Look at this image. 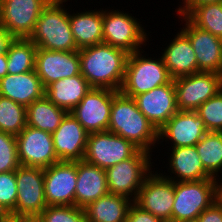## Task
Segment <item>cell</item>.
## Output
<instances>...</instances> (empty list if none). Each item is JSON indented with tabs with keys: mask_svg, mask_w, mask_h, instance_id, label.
<instances>
[{
	"mask_svg": "<svg viewBox=\"0 0 222 222\" xmlns=\"http://www.w3.org/2000/svg\"><path fill=\"white\" fill-rule=\"evenodd\" d=\"M80 72L94 88L120 91L129 53L121 48L100 43L79 49Z\"/></svg>",
	"mask_w": 222,
	"mask_h": 222,
	"instance_id": "1",
	"label": "cell"
},
{
	"mask_svg": "<svg viewBox=\"0 0 222 222\" xmlns=\"http://www.w3.org/2000/svg\"><path fill=\"white\" fill-rule=\"evenodd\" d=\"M108 131L132 142L140 150L150 152L158 144V130L138 109L133 97L115 91Z\"/></svg>",
	"mask_w": 222,
	"mask_h": 222,
	"instance_id": "2",
	"label": "cell"
},
{
	"mask_svg": "<svg viewBox=\"0 0 222 222\" xmlns=\"http://www.w3.org/2000/svg\"><path fill=\"white\" fill-rule=\"evenodd\" d=\"M68 0H50L36 21L30 39L37 48L52 51L79 50L74 42L69 23ZM68 10V11H67Z\"/></svg>",
	"mask_w": 222,
	"mask_h": 222,
	"instance_id": "3",
	"label": "cell"
},
{
	"mask_svg": "<svg viewBox=\"0 0 222 222\" xmlns=\"http://www.w3.org/2000/svg\"><path fill=\"white\" fill-rule=\"evenodd\" d=\"M143 49L129 53L121 92L129 97L169 84L171 78L162 57L143 55ZM155 59V60H154Z\"/></svg>",
	"mask_w": 222,
	"mask_h": 222,
	"instance_id": "4",
	"label": "cell"
},
{
	"mask_svg": "<svg viewBox=\"0 0 222 222\" xmlns=\"http://www.w3.org/2000/svg\"><path fill=\"white\" fill-rule=\"evenodd\" d=\"M151 156L150 152L139 149L131 158L107 168L108 192L134 202L145 178L155 167Z\"/></svg>",
	"mask_w": 222,
	"mask_h": 222,
	"instance_id": "5",
	"label": "cell"
},
{
	"mask_svg": "<svg viewBox=\"0 0 222 222\" xmlns=\"http://www.w3.org/2000/svg\"><path fill=\"white\" fill-rule=\"evenodd\" d=\"M172 222L196 219L217 200L216 179L174 182Z\"/></svg>",
	"mask_w": 222,
	"mask_h": 222,
	"instance_id": "6",
	"label": "cell"
},
{
	"mask_svg": "<svg viewBox=\"0 0 222 222\" xmlns=\"http://www.w3.org/2000/svg\"><path fill=\"white\" fill-rule=\"evenodd\" d=\"M138 18L123 10H103V43L134 53L149 43V37Z\"/></svg>",
	"mask_w": 222,
	"mask_h": 222,
	"instance_id": "7",
	"label": "cell"
},
{
	"mask_svg": "<svg viewBox=\"0 0 222 222\" xmlns=\"http://www.w3.org/2000/svg\"><path fill=\"white\" fill-rule=\"evenodd\" d=\"M17 200L10 218L35 219L47 207L44 191V169L20 166L15 171Z\"/></svg>",
	"mask_w": 222,
	"mask_h": 222,
	"instance_id": "8",
	"label": "cell"
},
{
	"mask_svg": "<svg viewBox=\"0 0 222 222\" xmlns=\"http://www.w3.org/2000/svg\"><path fill=\"white\" fill-rule=\"evenodd\" d=\"M138 150L132 142L108 130L95 132L88 135L83 160L106 170L131 158Z\"/></svg>",
	"mask_w": 222,
	"mask_h": 222,
	"instance_id": "9",
	"label": "cell"
},
{
	"mask_svg": "<svg viewBox=\"0 0 222 222\" xmlns=\"http://www.w3.org/2000/svg\"><path fill=\"white\" fill-rule=\"evenodd\" d=\"M178 110L195 111L222 90V74L197 72L173 80Z\"/></svg>",
	"mask_w": 222,
	"mask_h": 222,
	"instance_id": "10",
	"label": "cell"
},
{
	"mask_svg": "<svg viewBox=\"0 0 222 222\" xmlns=\"http://www.w3.org/2000/svg\"><path fill=\"white\" fill-rule=\"evenodd\" d=\"M160 173L153 170L145 178L134 203L163 222H172L174 181Z\"/></svg>",
	"mask_w": 222,
	"mask_h": 222,
	"instance_id": "11",
	"label": "cell"
},
{
	"mask_svg": "<svg viewBox=\"0 0 222 222\" xmlns=\"http://www.w3.org/2000/svg\"><path fill=\"white\" fill-rule=\"evenodd\" d=\"M115 90L92 87L70 113L90 134L107 131Z\"/></svg>",
	"mask_w": 222,
	"mask_h": 222,
	"instance_id": "12",
	"label": "cell"
},
{
	"mask_svg": "<svg viewBox=\"0 0 222 222\" xmlns=\"http://www.w3.org/2000/svg\"><path fill=\"white\" fill-rule=\"evenodd\" d=\"M20 165L48 168L59 162L55 153L52 133L25 126L16 136Z\"/></svg>",
	"mask_w": 222,
	"mask_h": 222,
	"instance_id": "13",
	"label": "cell"
},
{
	"mask_svg": "<svg viewBox=\"0 0 222 222\" xmlns=\"http://www.w3.org/2000/svg\"><path fill=\"white\" fill-rule=\"evenodd\" d=\"M50 0H3L0 25L14 38H29L43 8Z\"/></svg>",
	"mask_w": 222,
	"mask_h": 222,
	"instance_id": "14",
	"label": "cell"
},
{
	"mask_svg": "<svg viewBox=\"0 0 222 222\" xmlns=\"http://www.w3.org/2000/svg\"><path fill=\"white\" fill-rule=\"evenodd\" d=\"M77 161H59L44 169L47 206L75 205Z\"/></svg>",
	"mask_w": 222,
	"mask_h": 222,
	"instance_id": "15",
	"label": "cell"
},
{
	"mask_svg": "<svg viewBox=\"0 0 222 222\" xmlns=\"http://www.w3.org/2000/svg\"><path fill=\"white\" fill-rule=\"evenodd\" d=\"M182 22L181 30L190 40L197 59V72L222 74V39L195 26L185 15H178Z\"/></svg>",
	"mask_w": 222,
	"mask_h": 222,
	"instance_id": "16",
	"label": "cell"
},
{
	"mask_svg": "<svg viewBox=\"0 0 222 222\" xmlns=\"http://www.w3.org/2000/svg\"><path fill=\"white\" fill-rule=\"evenodd\" d=\"M208 132L196 111L178 110L159 130L158 144L170 142L171 147L196 145ZM162 140V141H160ZM172 142V143H171Z\"/></svg>",
	"mask_w": 222,
	"mask_h": 222,
	"instance_id": "17",
	"label": "cell"
},
{
	"mask_svg": "<svg viewBox=\"0 0 222 222\" xmlns=\"http://www.w3.org/2000/svg\"><path fill=\"white\" fill-rule=\"evenodd\" d=\"M35 71L44 88L54 81L79 75V50L52 51L37 48Z\"/></svg>",
	"mask_w": 222,
	"mask_h": 222,
	"instance_id": "18",
	"label": "cell"
},
{
	"mask_svg": "<svg viewBox=\"0 0 222 222\" xmlns=\"http://www.w3.org/2000/svg\"><path fill=\"white\" fill-rule=\"evenodd\" d=\"M138 109L159 130L177 111L173 80L134 97Z\"/></svg>",
	"mask_w": 222,
	"mask_h": 222,
	"instance_id": "19",
	"label": "cell"
},
{
	"mask_svg": "<svg viewBox=\"0 0 222 222\" xmlns=\"http://www.w3.org/2000/svg\"><path fill=\"white\" fill-rule=\"evenodd\" d=\"M89 133L69 112L52 133L59 161L76 162L84 159Z\"/></svg>",
	"mask_w": 222,
	"mask_h": 222,
	"instance_id": "20",
	"label": "cell"
},
{
	"mask_svg": "<svg viewBox=\"0 0 222 222\" xmlns=\"http://www.w3.org/2000/svg\"><path fill=\"white\" fill-rule=\"evenodd\" d=\"M171 149L169 148L168 150L171 151V153H169L170 155L168 156L169 168L167 171L169 173L171 172V176L169 173L164 175L163 171L161 173L162 176L174 182L214 179L204 169L195 145L173 147Z\"/></svg>",
	"mask_w": 222,
	"mask_h": 222,
	"instance_id": "21",
	"label": "cell"
},
{
	"mask_svg": "<svg viewBox=\"0 0 222 222\" xmlns=\"http://www.w3.org/2000/svg\"><path fill=\"white\" fill-rule=\"evenodd\" d=\"M108 183L105 169L77 161V185L75 189V206L85 208L89 203L107 195Z\"/></svg>",
	"mask_w": 222,
	"mask_h": 222,
	"instance_id": "22",
	"label": "cell"
},
{
	"mask_svg": "<svg viewBox=\"0 0 222 222\" xmlns=\"http://www.w3.org/2000/svg\"><path fill=\"white\" fill-rule=\"evenodd\" d=\"M161 52L171 78L197 73V59L189 38L180 30Z\"/></svg>",
	"mask_w": 222,
	"mask_h": 222,
	"instance_id": "23",
	"label": "cell"
},
{
	"mask_svg": "<svg viewBox=\"0 0 222 222\" xmlns=\"http://www.w3.org/2000/svg\"><path fill=\"white\" fill-rule=\"evenodd\" d=\"M0 95L27 107L45 95V88L35 70L6 74L0 80Z\"/></svg>",
	"mask_w": 222,
	"mask_h": 222,
	"instance_id": "24",
	"label": "cell"
},
{
	"mask_svg": "<svg viewBox=\"0 0 222 222\" xmlns=\"http://www.w3.org/2000/svg\"><path fill=\"white\" fill-rule=\"evenodd\" d=\"M69 23L78 49L103 43V8L69 12Z\"/></svg>",
	"mask_w": 222,
	"mask_h": 222,
	"instance_id": "25",
	"label": "cell"
},
{
	"mask_svg": "<svg viewBox=\"0 0 222 222\" xmlns=\"http://www.w3.org/2000/svg\"><path fill=\"white\" fill-rule=\"evenodd\" d=\"M91 88L80 73L52 82L45 88V96L56 106L70 112Z\"/></svg>",
	"mask_w": 222,
	"mask_h": 222,
	"instance_id": "26",
	"label": "cell"
},
{
	"mask_svg": "<svg viewBox=\"0 0 222 222\" xmlns=\"http://www.w3.org/2000/svg\"><path fill=\"white\" fill-rule=\"evenodd\" d=\"M132 200L108 193L89 203L84 209L87 222H126Z\"/></svg>",
	"mask_w": 222,
	"mask_h": 222,
	"instance_id": "27",
	"label": "cell"
},
{
	"mask_svg": "<svg viewBox=\"0 0 222 222\" xmlns=\"http://www.w3.org/2000/svg\"><path fill=\"white\" fill-rule=\"evenodd\" d=\"M68 113L44 95L26 107L27 126L53 133Z\"/></svg>",
	"mask_w": 222,
	"mask_h": 222,
	"instance_id": "28",
	"label": "cell"
},
{
	"mask_svg": "<svg viewBox=\"0 0 222 222\" xmlns=\"http://www.w3.org/2000/svg\"><path fill=\"white\" fill-rule=\"evenodd\" d=\"M37 46L28 38H15L7 56L8 74H21L35 70Z\"/></svg>",
	"mask_w": 222,
	"mask_h": 222,
	"instance_id": "29",
	"label": "cell"
},
{
	"mask_svg": "<svg viewBox=\"0 0 222 222\" xmlns=\"http://www.w3.org/2000/svg\"><path fill=\"white\" fill-rule=\"evenodd\" d=\"M195 147L206 172L218 179L222 173V132H206Z\"/></svg>",
	"mask_w": 222,
	"mask_h": 222,
	"instance_id": "30",
	"label": "cell"
},
{
	"mask_svg": "<svg viewBox=\"0 0 222 222\" xmlns=\"http://www.w3.org/2000/svg\"><path fill=\"white\" fill-rule=\"evenodd\" d=\"M185 16L195 26L222 39V1L194 6Z\"/></svg>",
	"mask_w": 222,
	"mask_h": 222,
	"instance_id": "31",
	"label": "cell"
},
{
	"mask_svg": "<svg viewBox=\"0 0 222 222\" xmlns=\"http://www.w3.org/2000/svg\"><path fill=\"white\" fill-rule=\"evenodd\" d=\"M26 125V107L0 95V131L17 136Z\"/></svg>",
	"mask_w": 222,
	"mask_h": 222,
	"instance_id": "32",
	"label": "cell"
},
{
	"mask_svg": "<svg viewBox=\"0 0 222 222\" xmlns=\"http://www.w3.org/2000/svg\"><path fill=\"white\" fill-rule=\"evenodd\" d=\"M35 222H87L83 208L69 205L47 206Z\"/></svg>",
	"mask_w": 222,
	"mask_h": 222,
	"instance_id": "33",
	"label": "cell"
},
{
	"mask_svg": "<svg viewBox=\"0 0 222 222\" xmlns=\"http://www.w3.org/2000/svg\"><path fill=\"white\" fill-rule=\"evenodd\" d=\"M207 131L222 132V90L201 104L196 110Z\"/></svg>",
	"mask_w": 222,
	"mask_h": 222,
	"instance_id": "34",
	"label": "cell"
},
{
	"mask_svg": "<svg viewBox=\"0 0 222 222\" xmlns=\"http://www.w3.org/2000/svg\"><path fill=\"white\" fill-rule=\"evenodd\" d=\"M15 171L0 173V216H8L17 200Z\"/></svg>",
	"mask_w": 222,
	"mask_h": 222,
	"instance_id": "35",
	"label": "cell"
},
{
	"mask_svg": "<svg viewBox=\"0 0 222 222\" xmlns=\"http://www.w3.org/2000/svg\"><path fill=\"white\" fill-rule=\"evenodd\" d=\"M20 166L16 136L0 131V173L16 171Z\"/></svg>",
	"mask_w": 222,
	"mask_h": 222,
	"instance_id": "36",
	"label": "cell"
},
{
	"mask_svg": "<svg viewBox=\"0 0 222 222\" xmlns=\"http://www.w3.org/2000/svg\"><path fill=\"white\" fill-rule=\"evenodd\" d=\"M126 222H163L161 219L141 209L134 202L130 205Z\"/></svg>",
	"mask_w": 222,
	"mask_h": 222,
	"instance_id": "37",
	"label": "cell"
},
{
	"mask_svg": "<svg viewBox=\"0 0 222 222\" xmlns=\"http://www.w3.org/2000/svg\"><path fill=\"white\" fill-rule=\"evenodd\" d=\"M197 219L198 222H222V204L216 200Z\"/></svg>",
	"mask_w": 222,
	"mask_h": 222,
	"instance_id": "38",
	"label": "cell"
},
{
	"mask_svg": "<svg viewBox=\"0 0 222 222\" xmlns=\"http://www.w3.org/2000/svg\"><path fill=\"white\" fill-rule=\"evenodd\" d=\"M222 0H182L183 5H179L177 11V15L180 16L186 15L194 6L200 5V4H206V3H215V2H221Z\"/></svg>",
	"mask_w": 222,
	"mask_h": 222,
	"instance_id": "39",
	"label": "cell"
},
{
	"mask_svg": "<svg viewBox=\"0 0 222 222\" xmlns=\"http://www.w3.org/2000/svg\"><path fill=\"white\" fill-rule=\"evenodd\" d=\"M15 38L0 25V54H6L10 44Z\"/></svg>",
	"mask_w": 222,
	"mask_h": 222,
	"instance_id": "40",
	"label": "cell"
},
{
	"mask_svg": "<svg viewBox=\"0 0 222 222\" xmlns=\"http://www.w3.org/2000/svg\"><path fill=\"white\" fill-rule=\"evenodd\" d=\"M8 74L7 71V56L6 54H0V80Z\"/></svg>",
	"mask_w": 222,
	"mask_h": 222,
	"instance_id": "41",
	"label": "cell"
},
{
	"mask_svg": "<svg viewBox=\"0 0 222 222\" xmlns=\"http://www.w3.org/2000/svg\"><path fill=\"white\" fill-rule=\"evenodd\" d=\"M0 222H35L30 218H10L8 216H0Z\"/></svg>",
	"mask_w": 222,
	"mask_h": 222,
	"instance_id": "42",
	"label": "cell"
},
{
	"mask_svg": "<svg viewBox=\"0 0 222 222\" xmlns=\"http://www.w3.org/2000/svg\"><path fill=\"white\" fill-rule=\"evenodd\" d=\"M221 177L222 176L216 179V184H217V200L222 204V178Z\"/></svg>",
	"mask_w": 222,
	"mask_h": 222,
	"instance_id": "43",
	"label": "cell"
},
{
	"mask_svg": "<svg viewBox=\"0 0 222 222\" xmlns=\"http://www.w3.org/2000/svg\"><path fill=\"white\" fill-rule=\"evenodd\" d=\"M178 222H198V219L196 218V219L181 220Z\"/></svg>",
	"mask_w": 222,
	"mask_h": 222,
	"instance_id": "44",
	"label": "cell"
}]
</instances>
